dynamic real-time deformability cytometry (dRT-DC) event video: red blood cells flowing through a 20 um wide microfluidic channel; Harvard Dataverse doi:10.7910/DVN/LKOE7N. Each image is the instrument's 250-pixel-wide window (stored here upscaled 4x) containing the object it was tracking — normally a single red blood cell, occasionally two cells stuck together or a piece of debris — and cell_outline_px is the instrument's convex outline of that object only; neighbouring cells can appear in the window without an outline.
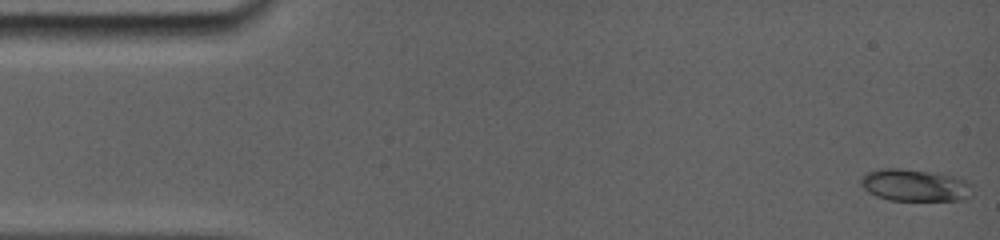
{"species": "common noctule bat (a hibernating species)", "species_latin": "Nyctalus noctula", "temperature_condition": "room temperature", "stored_images_in_passage": 52, "camera_frame_rate_fps": 5000, "um_per_image_px": 0.085, "animal": {"sex": "female", "body_mass_g": 19.0, "forearm_length_mm": 56.7}, "frame": {"image": 1, "passage_image": 1, "time_ms": 0.0, "image_size_px": [1000, 240], "cell_outline_px": [[964, 200], [888, 200], [876, 196], [868, 192], [864, 188], [864, 176], [872, 172], [924, 172], [944, 176], [960, 180]], "centroid_in_image_um": [77.6, 15.84], "position_along_channel_um": 7.4, "area_um2": 17.8}}
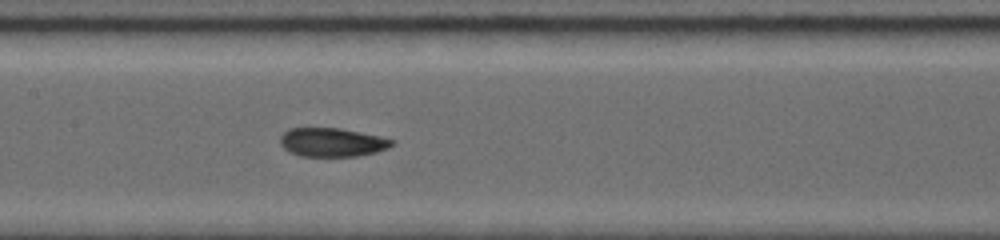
{"frame": {"image": 2, "passage_image": 23, "time_ms": 7.6, "image_size_px": [1000, 240], "cell_outline_px": [[392, 144], [388, 148], [376, 152], [356, 156], [300, 156], [284, 148], [280, 144], [280, 136], [284, 132], [292, 128], [336, 128], [376, 136], [392, 140]], "centroid_in_image_um": [28.17, 12.1], "position_along_channel_um": 179.2, "area_um2": 18.21}}
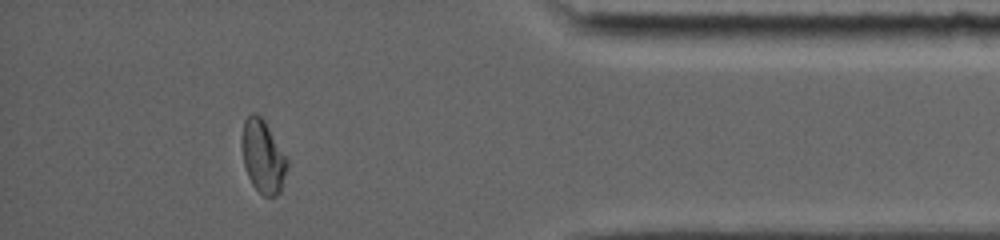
{"frame": {"image": 3, "passage_image": 42, "time_ms": 14.2, "image_size_px": [1000, 240], "cell_outline_px": [[288, 168], [280, 192], [276, 196], [264, 196], [252, 184], [248, 176], [244, 164], [244, 120], [252, 112], [256, 112], [264, 120], [288, 160]], "centroid_in_image_um": [22.39, 13.33], "position_along_channel_um": 412.8, "area_um2": 18.67}, "authors_computed_cell_mechanics": {"area_um2": 18.6983, "velocity_mm_per_s": 3.8799, "shape_relaxation_time_tau1_ms": null, "shape_relaxation_time_tau2_ms": 1.2461, "deformation_change_tau1": null, "deformation_change_tau2": 0.0446}}